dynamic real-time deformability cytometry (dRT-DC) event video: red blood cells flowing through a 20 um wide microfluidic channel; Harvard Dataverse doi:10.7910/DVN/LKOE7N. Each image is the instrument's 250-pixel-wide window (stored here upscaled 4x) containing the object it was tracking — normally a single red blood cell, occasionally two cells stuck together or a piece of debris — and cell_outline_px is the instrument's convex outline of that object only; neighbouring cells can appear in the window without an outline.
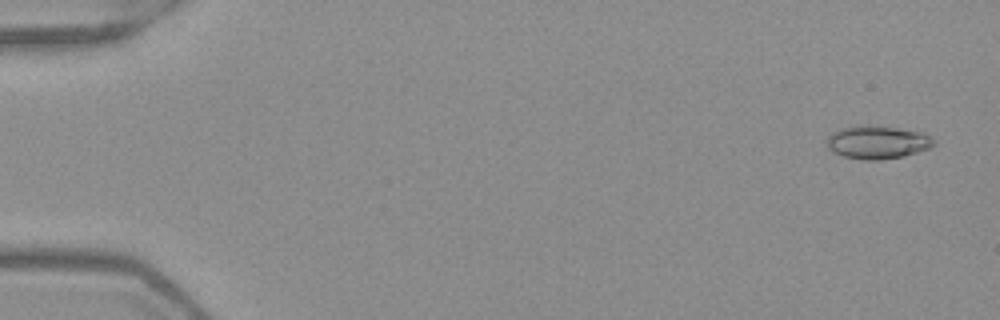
{"species": "Egyptian fruit bat (a non-hibernating species)", "species_latin": "Rousettus aegyptiacus", "temperature_condition": "warm", "stored_images_in_passage": 53, "camera_frame_rate_fps": 3000, "um_per_image_px": 0.085, "frame": {"image": 1, "passage_image": 3, "time_ms": 0.667, "image_size_px": [1000, 320], "cell_outline_px": [[936, 144], [928, 148], [904, 156], [880, 160], [864, 160], [844, 156], [832, 152], [828, 148], [828, 136], [832, 132], [844, 128], [868, 124], [896, 128], [920, 132], [928, 136]], "centroid_in_image_um": [74.55, 12.1], "position_along_channel_um": 10.5, "area_um2": 20.35}}
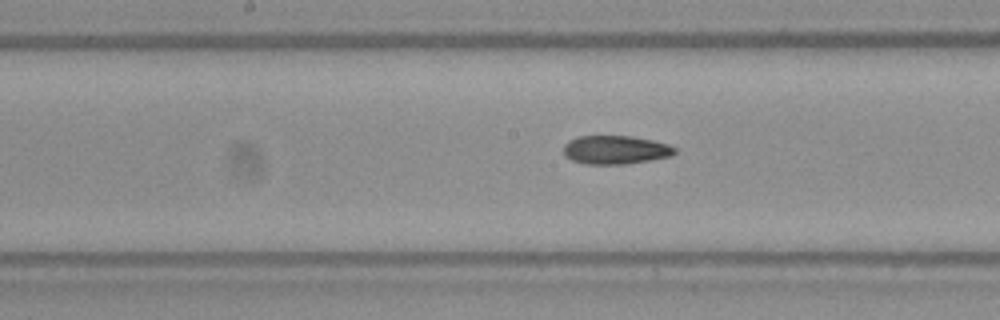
{"frame": {"image": 2, "passage_image": 28, "time_ms": 9.0, "image_size_px": [1000, 320], "cell_outline_px": [[676, 152], [672, 156], [624, 164], [584, 164], [572, 160], [564, 156], [564, 144], [568, 140], [576, 136], [632, 136], [652, 140], [668, 144], [676, 148]], "centroid_in_image_um": [52.29, 12.73], "position_along_channel_um": 195.9, "area_um2": 18.61}}
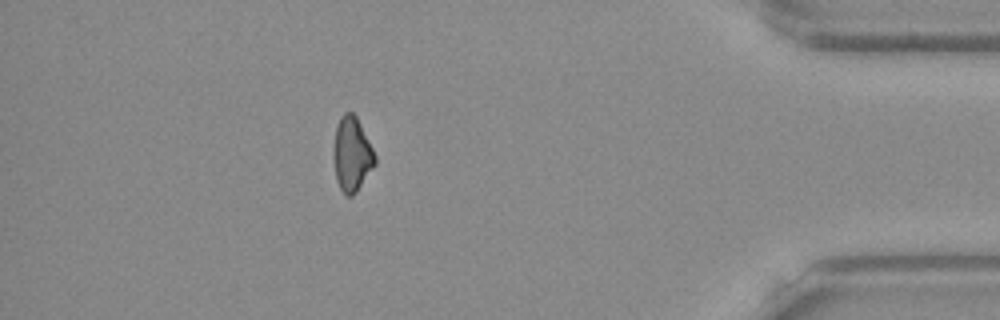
{"frame": {"image": 3, "passage_image": 47, "time_ms": 15.333, "image_size_px": [1000, 320], "cell_outline_px": [[376, 164], [356, 192], [352, 196], [344, 196], [336, 180], [332, 156], [332, 148], [336, 124], [340, 116], [344, 112], [352, 112], [356, 116], [376, 156]], "centroid_in_image_um": [29.87, 13.12], "position_along_channel_um": 405.3, "area_um2": 18.26}, "authors_computed_cell_mechanics": {"area_um2": 18.8428, "velocity_mm_per_s": 3.9797, "shape_relaxation_time_tau1_ms": null, "shape_relaxation_time_tau2_ms": 7.0106, "deformation_change_tau1": null, "deformation_change_tau2": 0.1541}}